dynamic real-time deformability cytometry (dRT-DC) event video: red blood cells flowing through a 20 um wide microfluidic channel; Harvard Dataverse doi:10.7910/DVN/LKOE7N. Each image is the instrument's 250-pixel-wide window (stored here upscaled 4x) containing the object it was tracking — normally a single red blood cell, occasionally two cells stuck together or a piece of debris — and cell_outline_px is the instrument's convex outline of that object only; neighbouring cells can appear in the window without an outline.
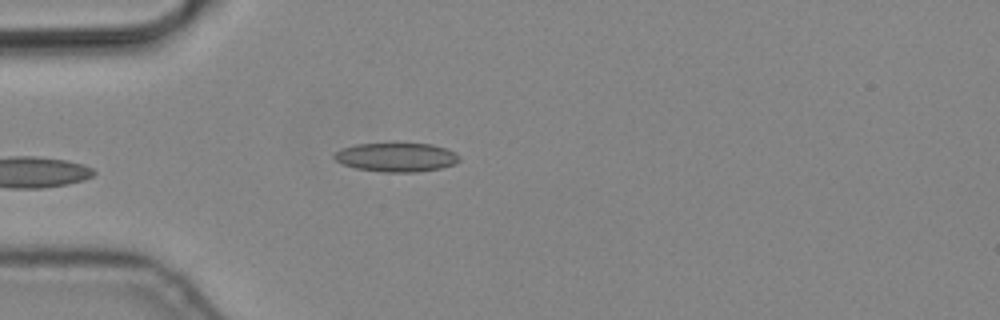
{"species": "common noctule bat (a hibernating species)", "species_latin": "Nyctalus noctula", "temperature_condition": "cold", "stored_images_in_passage": 4, "camera_frame_rate_fps": 3000, "um_per_image_px": 0.085, "animal": {"sex": "male", "body_mass_g": 19.2, "forearm_length_mm": 51.8}, "frame": {"image": 1, "passage_image": 4, "time_ms": 1.0, "image_size_px": [1000, 320], "cell_outline_px": [[460, 160], [456, 164], [440, 168], [416, 172], [380, 172], [356, 168], [344, 164], [336, 160], [332, 156], [340, 148], [356, 144], [432, 144], [456, 152], [460, 156]], "centroid_in_image_um": [33.71, 13.37], "position_along_channel_um": 51.3, "area_um2": 21.04}}